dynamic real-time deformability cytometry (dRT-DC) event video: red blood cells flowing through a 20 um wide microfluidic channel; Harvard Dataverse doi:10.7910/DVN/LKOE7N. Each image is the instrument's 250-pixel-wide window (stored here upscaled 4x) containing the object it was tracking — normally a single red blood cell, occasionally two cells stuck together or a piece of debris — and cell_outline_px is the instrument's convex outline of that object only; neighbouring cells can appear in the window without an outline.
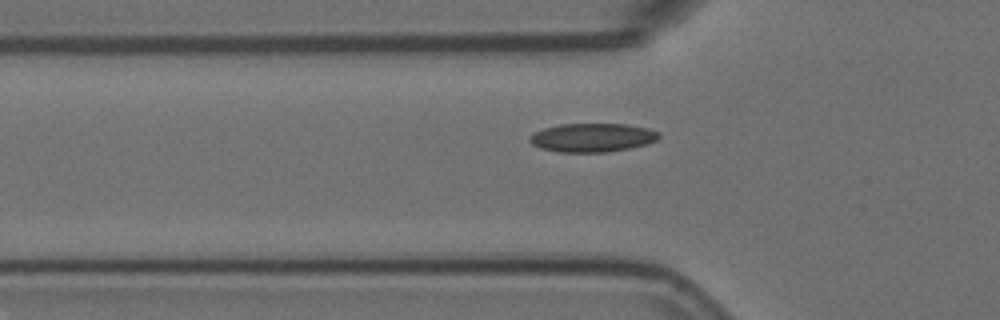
{"species": "Egyptian fruit bat (a non-hibernating species)", "species_latin": "Rousettus aegyptiacus", "temperature_condition": "room temperature", "stored_images_in_passage": 37, "camera_frame_rate_fps": 3000, "um_per_image_px": 0.085, "animal": {"sex": "female"}, "frame": {"image": 1, "passage_image": 4, "time_ms": 1.0, "image_size_px": [1000, 320], "cell_outline_px": [[660, 136], [656, 140], [644, 144], [628, 148], [608, 152], [560, 152], [540, 148], [532, 144], [528, 140], [528, 136], [544, 128], [560, 124], [628, 124], [648, 128], [660, 132]], "centroid_in_image_um": [50.33, 11.69], "position_along_channel_um": 75.5, "area_um2": 21.56}}
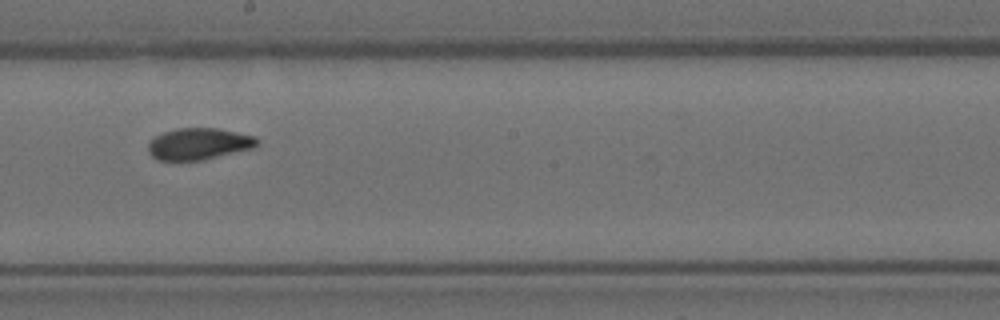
{"frame": {"image": 2, "passage_image": 17, "time_ms": 5.333, "image_size_px": [1000, 320], "cell_outline_px": [[260, 144], [252, 148], [200, 160], [156, 160], [148, 152], [148, 144], [156, 136], [164, 132], [176, 128], [220, 128], [256, 136], [260, 140]], "centroid_in_image_um": [16.92, 12.21], "position_along_channel_um": 231.3, "area_um2": 20.06}}
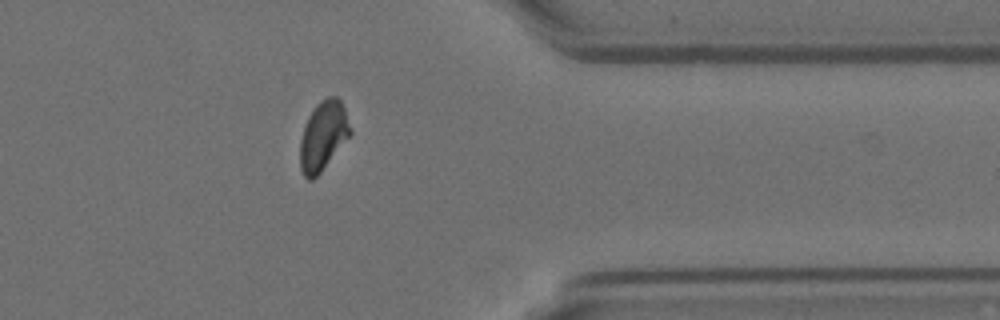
{"frame": {"image": 3, "passage_image": 31, "time_ms": 10.0, "image_size_px": [1000, 320], "cell_outline_px": [[352, 132], [320, 172], [312, 180], [308, 180], [304, 176], [300, 168], [300, 140], [308, 116], [316, 104], [320, 100], [328, 96], [336, 96], [340, 100], [344, 108]], "centroid_in_image_um": [27.45, 11.52], "position_along_channel_um": 384.0, "area_um2": 19.94}, "authors_computed_cell_mechanics": {"area_um2": 20.23, "velocity_mm_per_s": 3.5728, "shape_relaxation_time_tau1_ms": 6.4627, "shape_relaxation_time_tau2_ms": 1.8684, "deformation_change_tau1": 0.1521, "deformation_change_tau2": 0.054}}